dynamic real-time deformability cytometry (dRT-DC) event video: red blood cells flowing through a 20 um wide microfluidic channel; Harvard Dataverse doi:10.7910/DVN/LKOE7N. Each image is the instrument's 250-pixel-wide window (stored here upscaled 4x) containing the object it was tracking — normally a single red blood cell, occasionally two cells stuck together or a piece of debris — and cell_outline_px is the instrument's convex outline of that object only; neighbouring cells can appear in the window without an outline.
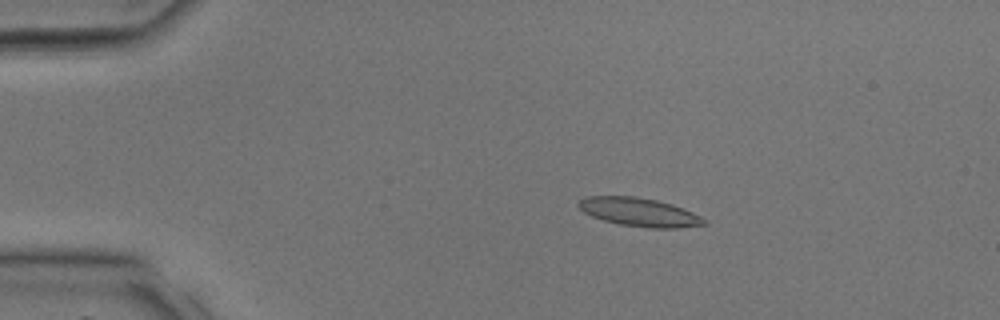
{"species": "common noctule bat (a hibernating species)", "species_latin": "Nyctalus noctula", "temperature_condition": "room temperature", "stored_images_in_passage": 38, "camera_frame_rate_fps": 3000, "um_per_image_px": 0.085, "animal": {"sex": "male", "body_mass_g": 17.9, "forearm_length_mm": 54.2}, "frame": {"image": 1, "passage_image": 6, "time_ms": 1.667, "image_size_px": [1000, 320], "cell_outline_px": [[708, 224], [676, 228], [648, 228], [620, 224], [604, 220], [592, 216], [584, 212], [576, 204], [580, 200], [588, 196], [636, 196], [656, 200], [672, 204], [692, 212], [708, 220]], "centroid_in_image_um": [54.36, 18.03], "position_along_channel_um": 30.6, "area_um2": 20.81}}
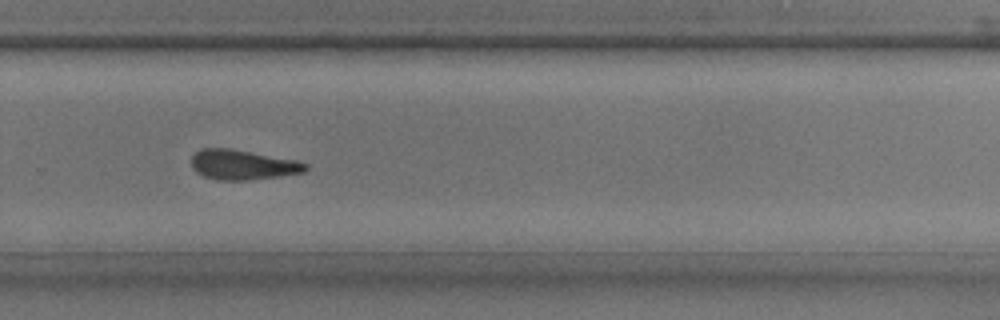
{"frame": {"image": 2, "passage_image": 25, "time_ms": 8.0, "image_size_px": [1000, 320], "cell_outline_px": [[308, 168], [304, 172], [276, 176], [244, 180], [216, 180], [204, 176], [196, 172], [192, 168], [192, 156], [200, 148], [232, 148], [296, 160], [308, 164]], "centroid_in_image_um": [20.6, 13.99], "position_along_channel_um": 309.2, "area_um2": 19.83}}
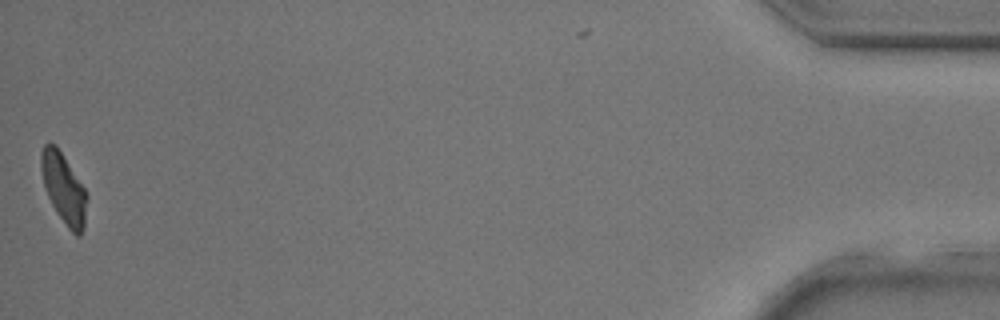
{"frame": {"image": 3, "passage_image": 37, "time_ms": 12.0, "image_size_px": [1000, 320], "cell_outline_px": [[88, 196], [84, 224], [80, 236], [76, 236], [68, 228], [56, 212], [44, 188], [40, 168], [40, 152], [44, 144], [48, 140], [56, 144], [84, 188]], "centroid_in_image_um": [5.38, 15.97], "position_along_channel_um": 429.8, "area_um2": 18.79}}